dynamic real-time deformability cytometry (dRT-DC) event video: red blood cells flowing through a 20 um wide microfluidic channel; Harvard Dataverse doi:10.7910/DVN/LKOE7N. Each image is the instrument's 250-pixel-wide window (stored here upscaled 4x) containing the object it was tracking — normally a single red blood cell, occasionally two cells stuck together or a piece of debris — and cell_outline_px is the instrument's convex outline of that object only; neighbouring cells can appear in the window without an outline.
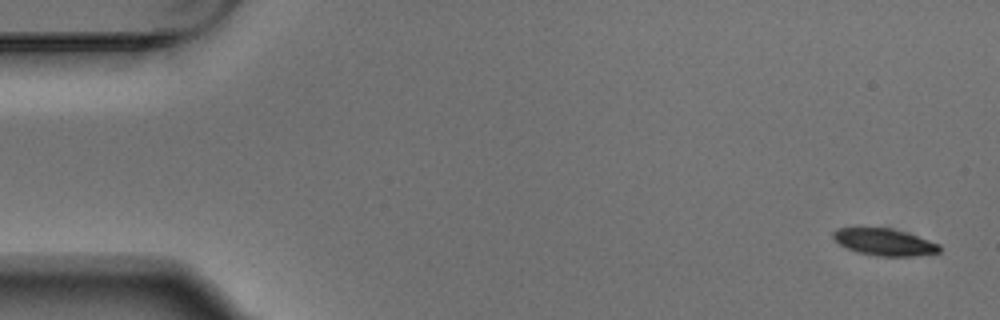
{"species": "Egyptian fruit bat (a non-hibernating species)", "species_latin": "Rousettus aegyptiacus", "temperature_condition": "warm", "stored_images_in_passage": 5, "segment_of_instrument_passage": [1, 2], "camera_frame_rate_fps": 3000, "um_per_image_px": 0.085, "animal": {"sex": "male"}, "frame": {"image": 1, "passage_image": 1, "time_ms": 0.0, "image_size_px": [1000, 320], "cell_outline_px": [[940, 252], [912, 256], [876, 256], [856, 252], [840, 244], [832, 236], [832, 232], [836, 228], [888, 228], [904, 232], [940, 244]], "centroid_in_image_um": [75.15, 20.58], "position_along_channel_um": 9.9, "area_um2": 16.42}}
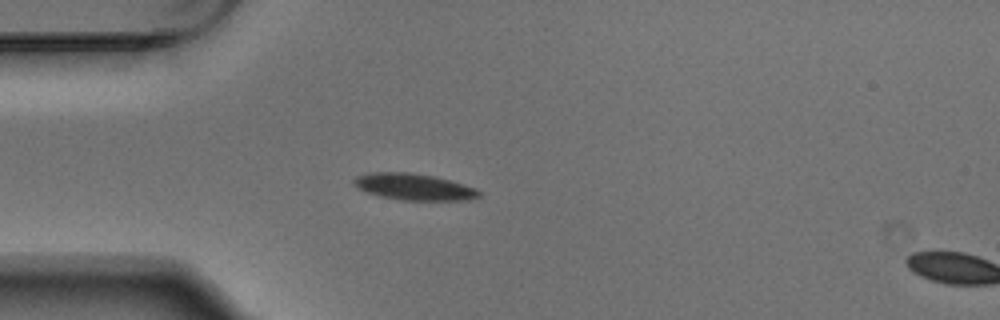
{"frame": {"image": 2, "passage_image": 4, "time_ms": 1.0, "image_size_px": [1000, 320], "cell_outline_px": [[480, 196], [468, 200], [400, 200], [380, 196], [356, 188], [352, 180], [356, 176], [368, 172], [408, 172], [432, 176], [448, 180], [476, 188], [480, 192]], "centroid_in_image_um": [35.13, 15.88], "position_along_channel_um": 49.9, "area_um2": 19.25}}